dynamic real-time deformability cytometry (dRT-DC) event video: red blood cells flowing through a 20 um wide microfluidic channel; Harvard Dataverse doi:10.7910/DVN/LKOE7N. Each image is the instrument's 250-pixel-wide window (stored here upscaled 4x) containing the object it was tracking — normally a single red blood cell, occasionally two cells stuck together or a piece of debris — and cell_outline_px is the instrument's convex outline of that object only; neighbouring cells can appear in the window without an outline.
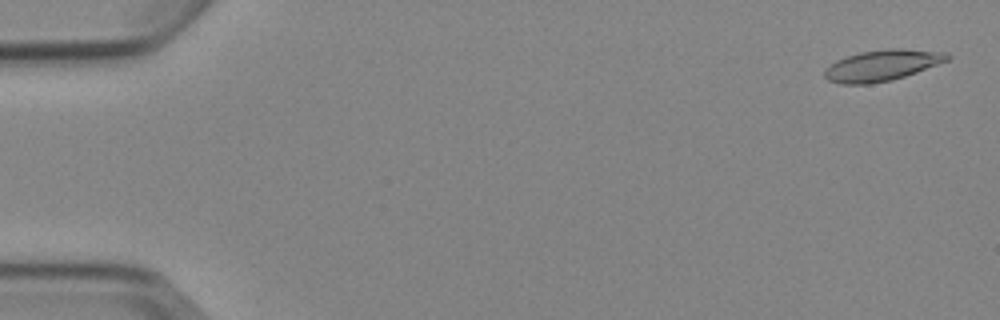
{"species": "Egyptian fruit bat (a non-hibernating species)", "species_latin": "Rousettus aegyptiacus", "temperature_condition": "cold", "stored_images_in_passage": 5, "camera_frame_rate_fps": 3000, "um_per_image_px": 0.085, "animal": {"sex": "female"}, "frame": {"image": 1, "passage_image": 1, "time_ms": 0.0, "image_size_px": [1000, 320], "cell_outline_px": [[952, 56], [948, 60], [916, 72], [892, 80], [868, 84], [840, 84], [828, 80], [824, 76], [824, 72], [836, 60], [860, 52], [888, 48], [900, 48], [948, 52]], "centroid_in_image_um": [75.0, 5.55], "position_along_channel_um": 10.0, "area_um2": 22.08}}
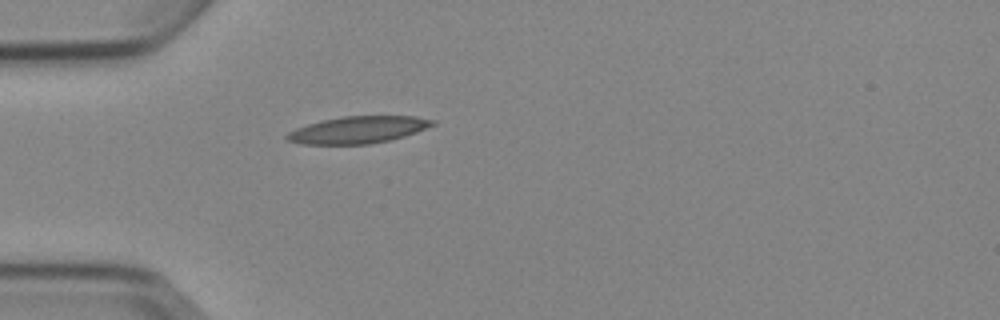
{"frame": {"image": 2, "passage_image": 5, "time_ms": 4.667, "image_size_px": [1000, 320], "cell_outline_px": [[436, 124], [416, 132], [392, 140], [368, 144], [304, 144], [288, 140], [284, 136], [288, 132], [296, 128], [308, 124], [324, 120], [344, 116], [416, 116], [436, 120]], "centroid_in_image_um": [30.47, 11.03], "position_along_channel_um": 54.5, "area_um2": 22.83}}